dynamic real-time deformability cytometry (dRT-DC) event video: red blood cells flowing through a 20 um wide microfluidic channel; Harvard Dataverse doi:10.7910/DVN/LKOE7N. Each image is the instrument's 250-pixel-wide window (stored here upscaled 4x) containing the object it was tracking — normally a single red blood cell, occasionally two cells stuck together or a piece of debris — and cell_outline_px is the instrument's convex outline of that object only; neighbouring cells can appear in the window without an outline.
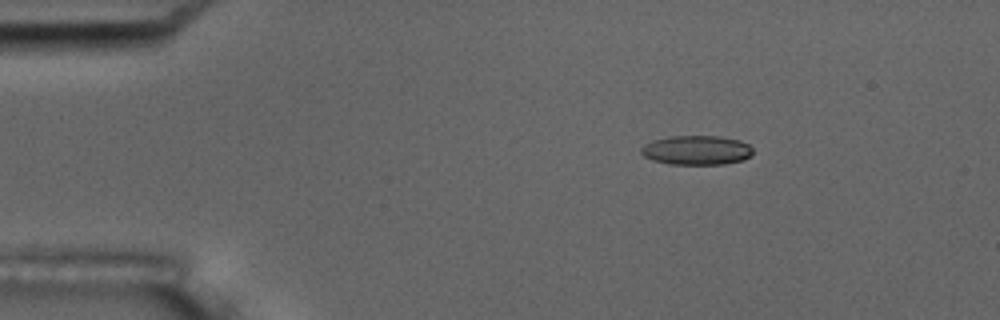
{"species": "common noctule bat (a hibernating species)", "species_latin": "Nyctalus noctula", "temperature_condition": "room temperature", "stored_images_in_passage": 9, "camera_frame_rate_fps": 3000, "um_per_image_px": 0.085, "animal": {"sex": "male", "body_mass_g": 17.5, "forearm_length_mm": 52.3}, "frame": {"image": 1, "passage_image": 3, "time_ms": 2.333, "image_size_px": [1000, 320], "cell_outline_px": [[752, 156], [744, 160], [724, 164], [668, 164], [652, 160], [644, 156], [640, 152], [640, 148], [644, 144], [652, 140], [672, 136], [720, 136], [740, 140], [748, 144], [752, 148]], "centroid_in_image_um": [59.21, 12.76], "position_along_channel_um": 25.8, "area_um2": 19.31}}
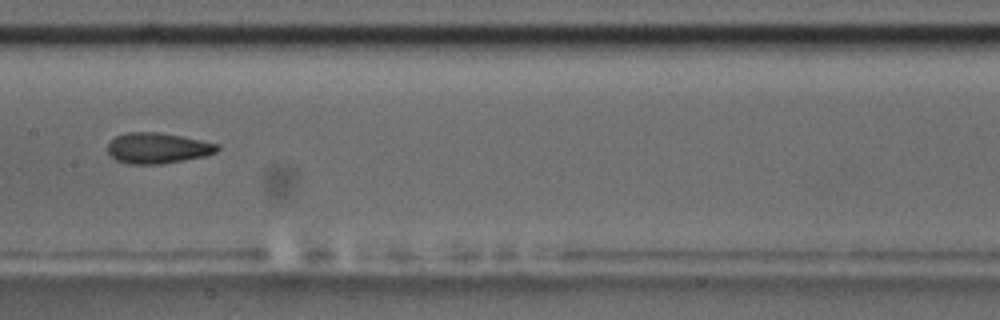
{"frame": {"image": 2, "passage_image": 8, "time_ms": 9.0, "image_size_px": [1000, 320], "cell_outline_px": [[220, 148], [216, 152], [204, 156], [160, 164], [128, 164], [116, 160], [108, 152], [108, 144], [116, 136], [124, 132], [156, 132], [180, 136], [220, 144]], "centroid_in_image_um": [13.39, 12.59], "position_along_channel_um": 194.0, "area_um2": 19.48}}